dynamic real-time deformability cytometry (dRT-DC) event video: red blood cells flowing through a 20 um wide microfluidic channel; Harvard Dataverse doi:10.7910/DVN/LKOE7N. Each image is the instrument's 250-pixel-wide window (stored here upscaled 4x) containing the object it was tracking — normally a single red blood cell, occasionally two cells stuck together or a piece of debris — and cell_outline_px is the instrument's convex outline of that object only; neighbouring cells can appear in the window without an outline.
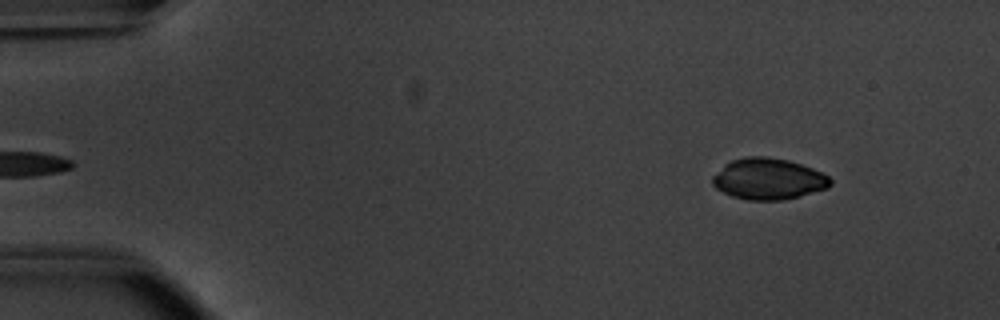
{"species": "common noctule bat (a hibernating species)", "species_latin": "Nyctalus noctula", "temperature_condition": "warm", "stored_images_in_passage": 50, "camera_frame_rate_fps": 3000, "um_per_image_px": 0.085, "animal": {"sex": "male", "body_mass_g": 20.1, "forearm_length_mm": 53.5}, "frame": {"image": 1, "passage_image": 3, "time_ms": 0.667, "image_size_px": [1000, 320], "cell_outline_px": [[832, 184], [828, 188], [800, 196], [780, 200], [748, 200], [732, 196], [716, 188], [712, 184], [712, 176], [724, 164], [732, 160], [744, 156], [768, 156], [788, 160], [812, 168], [828, 176], [832, 180]], "centroid_in_image_um": [65.3, 15.2], "position_along_channel_um": 19.7, "area_um2": 28.38}}
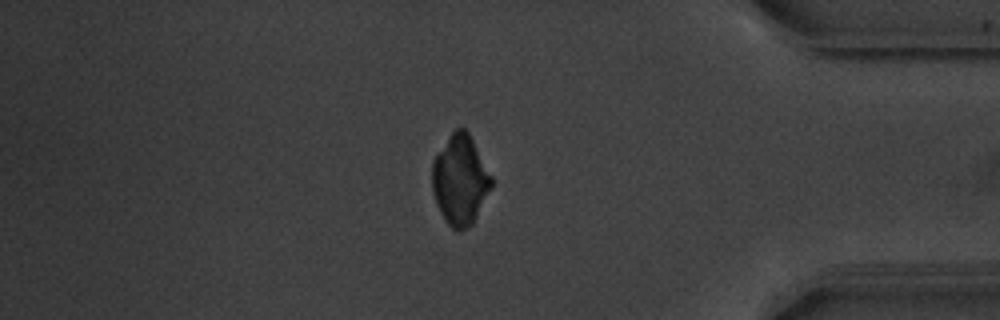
{"frame": {"image": 2, "passage_image": 42, "time_ms": 13.667, "image_size_px": [1000, 320], "cell_outline_px": [[492, 188], [472, 224], [468, 228], [452, 228], [448, 224], [440, 212], [432, 192], [432, 160], [452, 132], [456, 128], [464, 128], [468, 132], [492, 176]], "centroid_in_image_um": [39.11, 15.29], "position_along_channel_um": 396.1, "area_um2": 30.75}}
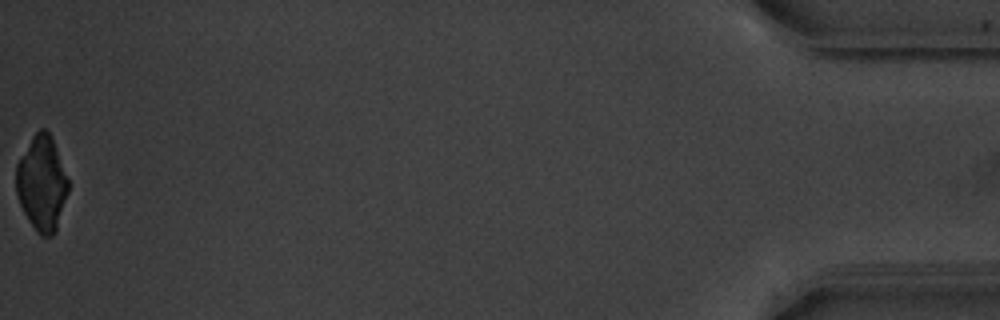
{"frame": {"image": 3, "passage_image": 50, "time_ms": 16.333, "image_size_px": [1000, 320], "cell_outline_px": [[68, 192], [56, 232], [52, 236], [40, 236], [36, 232], [24, 212], [20, 204], [16, 192], [16, 164], [32, 136], [40, 128], [44, 128], [48, 132], [52, 140], [68, 180]], "centroid_in_image_um": [3.54, 15.62], "position_along_channel_um": 431.7, "area_um2": 28.5}}